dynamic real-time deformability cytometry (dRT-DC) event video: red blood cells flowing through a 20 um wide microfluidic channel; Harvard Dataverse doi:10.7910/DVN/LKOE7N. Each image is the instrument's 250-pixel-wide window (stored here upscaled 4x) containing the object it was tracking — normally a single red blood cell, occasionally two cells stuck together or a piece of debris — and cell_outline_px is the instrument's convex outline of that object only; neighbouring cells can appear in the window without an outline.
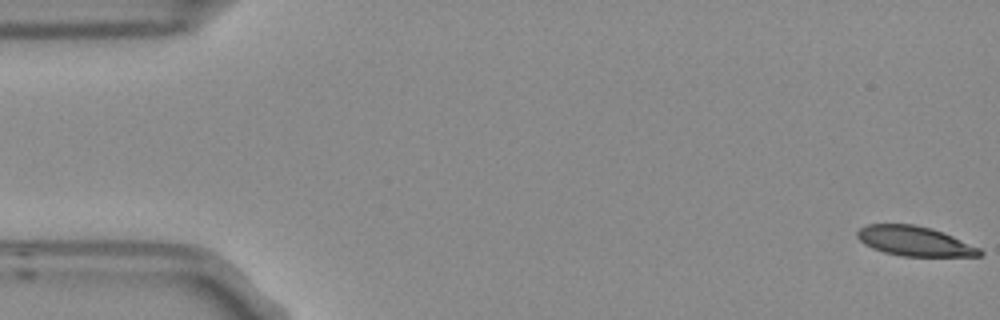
{"species": "Egyptian fruit bat (a non-hibernating species)", "species_latin": "Rousettus aegyptiacus", "temperature_condition": "room temperature", "stored_images_in_passage": 5, "camera_frame_rate_fps": 3000, "um_per_image_px": 0.085, "frame": {"image": 1, "passage_image": 1, "time_ms": 0.0, "image_size_px": [1000, 320], "cell_outline_px": [[984, 252], [980, 256], [904, 256], [884, 252], [872, 248], [864, 244], [856, 236], [856, 232], [860, 228], [868, 224], [912, 224], [932, 228], [944, 232], [980, 248]], "centroid_in_image_um": [77.74, 20.49], "position_along_channel_um": 7.3, "area_um2": 21.21}}
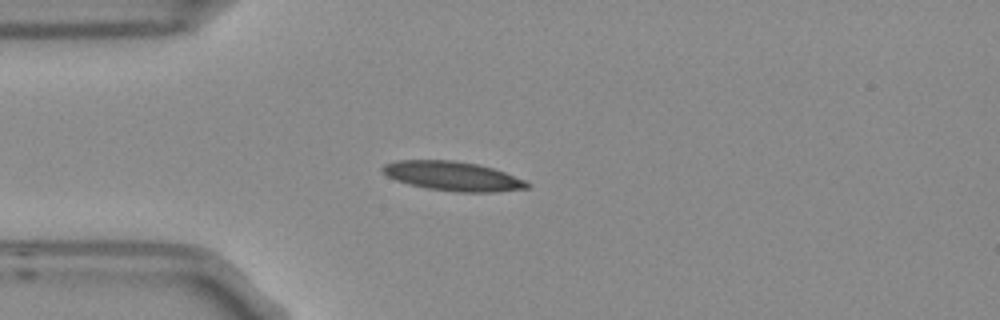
{"frame": {"image": 2, "passage_image": 5, "time_ms": 1.333, "image_size_px": [1000, 320], "cell_outline_px": [[532, 184], [528, 188], [492, 192], [456, 192], [428, 188], [408, 184], [396, 180], [388, 176], [380, 168], [384, 164], [396, 160], [456, 160], [476, 164], [492, 168], [504, 172], [524, 180]], "centroid_in_image_um": [38.47, 14.96], "position_along_channel_um": 46.5, "area_um2": 24.57}}